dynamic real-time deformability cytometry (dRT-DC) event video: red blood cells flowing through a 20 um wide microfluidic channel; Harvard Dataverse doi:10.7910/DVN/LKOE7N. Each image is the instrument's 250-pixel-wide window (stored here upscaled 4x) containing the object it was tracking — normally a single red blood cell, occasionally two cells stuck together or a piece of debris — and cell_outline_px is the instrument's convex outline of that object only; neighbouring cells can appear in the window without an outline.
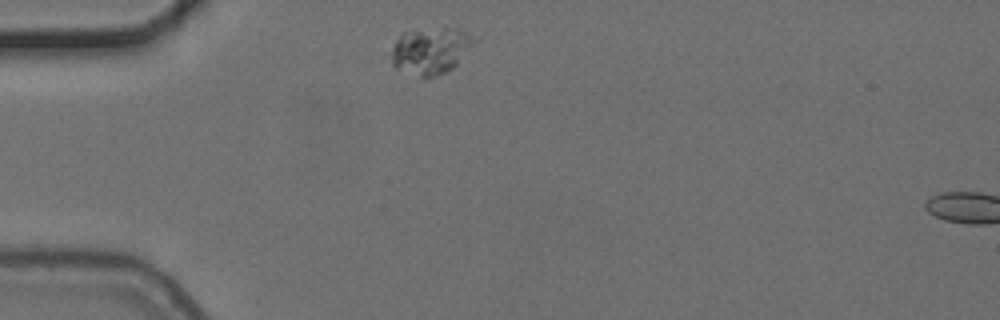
{"species": "common noctule bat (a hibernating species)", "species_latin": "Nyctalus noctula", "temperature_condition": "cold", "stored_images_in_passage": 2, "camera_frame_rate_fps": 3000, "um_per_image_px": 0.085, "animal": {"sex": "female", "body_mass_g": 24.6, "forearm_length_mm": 56.2}, "frame": {"image": 1, "passage_image": 1, "time_ms": 0.0, "image_size_px": [1000, 320], "cell_outline_px": [[480, 40], [452, 68], [436, 76], [420, 76], [396, 68], [392, 64], [392, 48], [396, 40], [404, 32], [460, 24]], "centroid_in_image_um": [36.73, 4.22], "position_along_channel_um": 48.3, "area_um2": 23.12}}